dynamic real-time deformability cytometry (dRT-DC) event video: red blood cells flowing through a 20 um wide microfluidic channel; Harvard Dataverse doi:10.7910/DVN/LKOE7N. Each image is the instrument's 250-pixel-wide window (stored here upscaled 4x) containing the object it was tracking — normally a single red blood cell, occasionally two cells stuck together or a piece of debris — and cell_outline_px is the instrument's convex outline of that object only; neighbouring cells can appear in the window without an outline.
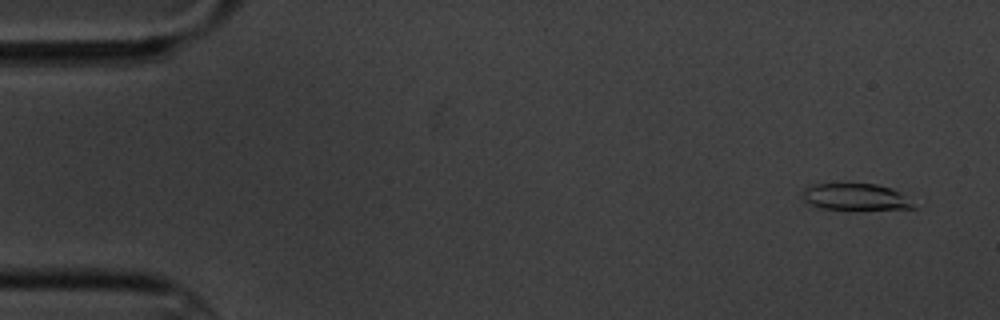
{"species": "common noctule bat (a hibernating species)", "species_latin": "Nyctalus noctula", "temperature_condition": "cold", "stored_images_in_passage": 4, "camera_frame_rate_fps": 3000, "um_per_image_px": 0.085, "animal": {"sex": "male", "body_mass_g": 20.1, "forearm_length_mm": 53.5}, "frame": {"image": 1, "passage_image": 1, "time_ms": 0.0, "image_size_px": [1000, 320], "cell_outline_px": [[916, 208], [820, 208], [804, 204], [800, 196], [804, 188], [812, 184], [876, 184], [892, 188], [912, 204]], "centroid_in_image_um": [72.53, 16.71], "position_along_channel_um": 12.5, "area_um2": 16.7}}